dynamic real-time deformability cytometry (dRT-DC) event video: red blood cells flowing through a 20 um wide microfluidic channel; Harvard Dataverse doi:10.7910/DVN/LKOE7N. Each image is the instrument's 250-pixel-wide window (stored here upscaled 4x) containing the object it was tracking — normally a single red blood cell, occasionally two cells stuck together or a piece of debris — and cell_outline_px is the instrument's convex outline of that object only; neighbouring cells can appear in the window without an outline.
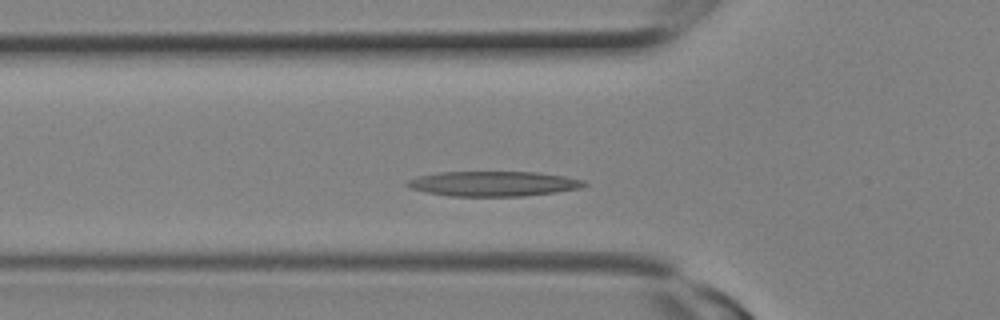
{"species": "Egyptian fruit bat (a non-hibernating species)", "species_latin": "Rousettus aegyptiacus", "temperature_condition": "room temperature", "stored_images_in_passage": 7, "camera_frame_rate_fps": 3000, "um_per_image_px": 0.085, "animal": {"sex": "female"}, "frame": {"image": 1, "passage_image": 5, "time_ms": 1.333, "image_size_px": [1000, 320], "cell_outline_px": [[588, 184], [580, 188], [556, 192], [520, 196], [448, 196], [428, 192], [412, 188], [404, 184], [408, 180], [416, 176], [440, 172], [536, 172], [564, 176], [584, 180]], "centroid_in_image_um": [41.93, 15.61], "position_along_channel_um": 83.9, "area_um2": 25.66}}
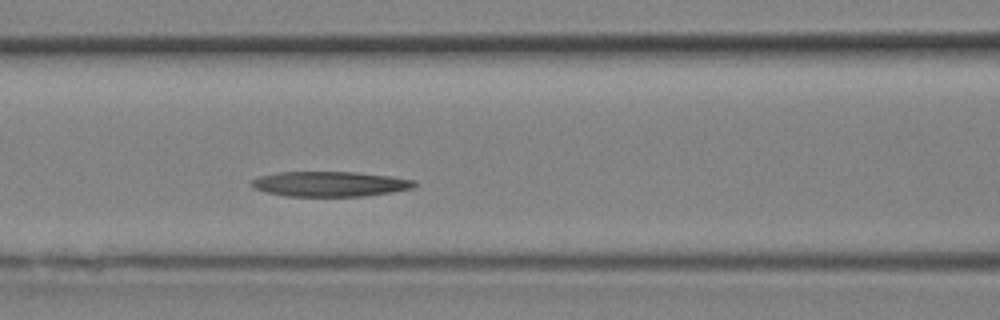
{"frame": {"image": 2, "passage_image": 7, "time_ms": 2.0, "image_size_px": [1000, 320], "cell_outline_px": [[416, 184], [412, 188], [392, 192], [364, 196], [288, 196], [264, 192], [252, 188], [248, 184], [252, 180], [260, 176], [276, 172], [356, 172], [388, 176], [416, 180]], "centroid_in_image_um": [27.99, 15.64], "position_along_channel_um": 138.6, "area_um2": 23.87}}